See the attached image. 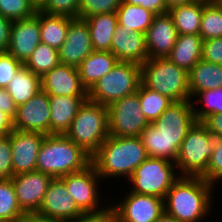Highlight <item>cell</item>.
I'll use <instances>...</instances> for the list:
<instances>
[{
    "label": "cell",
    "instance_id": "11",
    "mask_svg": "<svg viewBox=\"0 0 222 222\" xmlns=\"http://www.w3.org/2000/svg\"><path fill=\"white\" fill-rule=\"evenodd\" d=\"M124 195L110 203L113 222H155L164 213V199L132 191Z\"/></svg>",
    "mask_w": 222,
    "mask_h": 222
},
{
    "label": "cell",
    "instance_id": "45",
    "mask_svg": "<svg viewBox=\"0 0 222 222\" xmlns=\"http://www.w3.org/2000/svg\"><path fill=\"white\" fill-rule=\"evenodd\" d=\"M201 123L215 138H222V114L208 115Z\"/></svg>",
    "mask_w": 222,
    "mask_h": 222
},
{
    "label": "cell",
    "instance_id": "47",
    "mask_svg": "<svg viewBox=\"0 0 222 222\" xmlns=\"http://www.w3.org/2000/svg\"><path fill=\"white\" fill-rule=\"evenodd\" d=\"M12 22L0 14V52H7L8 50Z\"/></svg>",
    "mask_w": 222,
    "mask_h": 222
},
{
    "label": "cell",
    "instance_id": "17",
    "mask_svg": "<svg viewBox=\"0 0 222 222\" xmlns=\"http://www.w3.org/2000/svg\"><path fill=\"white\" fill-rule=\"evenodd\" d=\"M8 136L12 149L13 176L36 171L37 155L45 135L14 129Z\"/></svg>",
    "mask_w": 222,
    "mask_h": 222
},
{
    "label": "cell",
    "instance_id": "49",
    "mask_svg": "<svg viewBox=\"0 0 222 222\" xmlns=\"http://www.w3.org/2000/svg\"><path fill=\"white\" fill-rule=\"evenodd\" d=\"M13 130V120L0 111V137L8 136Z\"/></svg>",
    "mask_w": 222,
    "mask_h": 222
},
{
    "label": "cell",
    "instance_id": "48",
    "mask_svg": "<svg viewBox=\"0 0 222 222\" xmlns=\"http://www.w3.org/2000/svg\"><path fill=\"white\" fill-rule=\"evenodd\" d=\"M66 222H113L111 211L103 214H86L81 218Z\"/></svg>",
    "mask_w": 222,
    "mask_h": 222
},
{
    "label": "cell",
    "instance_id": "52",
    "mask_svg": "<svg viewBox=\"0 0 222 222\" xmlns=\"http://www.w3.org/2000/svg\"><path fill=\"white\" fill-rule=\"evenodd\" d=\"M155 222H178V221L164 212Z\"/></svg>",
    "mask_w": 222,
    "mask_h": 222
},
{
    "label": "cell",
    "instance_id": "40",
    "mask_svg": "<svg viewBox=\"0 0 222 222\" xmlns=\"http://www.w3.org/2000/svg\"><path fill=\"white\" fill-rule=\"evenodd\" d=\"M80 0H46L39 9L45 14L78 18V6Z\"/></svg>",
    "mask_w": 222,
    "mask_h": 222
},
{
    "label": "cell",
    "instance_id": "20",
    "mask_svg": "<svg viewBox=\"0 0 222 222\" xmlns=\"http://www.w3.org/2000/svg\"><path fill=\"white\" fill-rule=\"evenodd\" d=\"M178 32L169 13L155 15L145 33L148 59L167 58L177 40Z\"/></svg>",
    "mask_w": 222,
    "mask_h": 222
},
{
    "label": "cell",
    "instance_id": "43",
    "mask_svg": "<svg viewBox=\"0 0 222 222\" xmlns=\"http://www.w3.org/2000/svg\"><path fill=\"white\" fill-rule=\"evenodd\" d=\"M202 59L222 65V37L203 40Z\"/></svg>",
    "mask_w": 222,
    "mask_h": 222
},
{
    "label": "cell",
    "instance_id": "12",
    "mask_svg": "<svg viewBox=\"0 0 222 222\" xmlns=\"http://www.w3.org/2000/svg\"><path fill=\"white\" fill-rule=\"evenodd\" d=\"M37 214L59 221H72L86 215L69 195L61 178H53Z\"/></svg>",
    "mask_w": 222,
    "mask_h": 222
},
{
    "label": "cell",
    "instance_id": "37",
    "mask_svg": "<svg viewBox=\"0 0 222 222\" xmlns=\"http://www.w3.org/2000/svg\"><path fill=\"white\" fill-rule=\"evenodd\" d=\"M36 11L29 0H0V14L11 21L32 17Z\"/></svg>",
    "mask_w": 222,
    "mask_h": 222
},
{
    "label": "cell",
    "instance_id": "38",
    "mask_svg": "<svg viewBox=\"0 0 222 222\" xmlns=\"http://www.w3.org/2000/svg\"><path fill=\"white\" fill-rule=\"evenodd\" d=\"M122 0H80L78 18L85 19L92 15L115 13Z\"/></svg>",
    "mask_w": 222,
    "mask_h": 222
},
{
    "label": "cell",
    "instance_id": "13",
    "mask_svg": "<svg viewBox=\"0 0 222 222\" xmlns=\"http://www.w3.org/2000/svg\"><path fill=\"white\" fill-rule=\"evenodd\" d=\"M13 127L19 131L50 134V103L45 91L40 90L28 102L17 106Z\"/></svg>",
    "mask_w": 222,
    "mask_h": 222
},
{
    "label": "cell",
    "instance_id": "5",
    "mask_svg": "<svg viewBox=\"0 0 222 222\" xmlns=\"http://www.w3.org/2000/svg\"><path fill=\"white\" fill-rule=\"evenodd\" d=\"M142 83L173 102L190 100L188 72L168 58H151L141 65Z\"/></svg>",
    "mask_w": 222,
    "mask_h": 222
},
{
    "label": "cell",
    "instance_id": "33",
    "mask_svg": "<svg viewBox=\"0 0 222 222\" xmlns=\"http://www.w3.org/2000/svg\"><path fill=\"white\" fill-rule=\"evenodd\" d=\"M190 101L196 122H201L208 115L222 114V87L194 93Z\"/></svg>",
    "mask_w": 222,
    "mask_h": 222
},
{
    "label": "cell",
    "instance_id": "41",
    "mask_svg": "<svg viewBox=\"0 0 222 222\" xmlns=\"http://www.w3.org/2000/svg\"><path fill=\"white\" fill-rule=\"evenodd\" d=\"M23 63L8 52H0V88L6 89Z\"/></svg>",
    "mask_w": 222,
    "mask_h": 222
},
{
    "label": "cell",
    "instance_id": "21",
    "mask_svg": "<svg viewBox=\"0 0 222 222\" xmlns=\"http://www.w3.org/2000/svg\"><path fill=\"white\" fill-rule=\"evenodd\" d=\"M110 52L118 61L142 65L148 60L145 34L127 30L118 24L112 37Z\"/></svg>",
    "mask_w": 222,
    "mask_h": 222
},
{
    "label": "cell",
    "instance_id": "22",
    "mask_svg": "<svg viewBox=\"0 0 222 222\" xmlns=\"http://www.w3.org/2000/svg\"><path fill=\"white\" fill-rule=\"evenodd\" d=\"M88 97L49 96L50 134H65Z\"/></svg>",
    "mask_w": 222,
    "mask_h": 222
},
{
    "label": "cell",
    "instance_id": "29",
    "mask_svg": "<svg viewBox=\"0 0 222 222\" xmlns=\"http://www.w3.org/2000/svg\"><path fill=\"white\" fill-rule=\"evenodd\" d=\"M204 0H194L171 8L168 13L172 16L178 34H199Z\"/></svg>",
    "mask_w": 222,
    "mask_h": 222
},
{
    "label": "cell",
    "instance_id": "10",
    "mask_svg": "<svg viewBox=\"0 0 222 222\" xmlns=\"http://www.w3.org/2000/svg\"><path fill=\"white\" fill-rule=\"evenodd\" d=\"M107 109L110 136L139 137L150 124L142 113L137 92L116 100Z\"/></svg>",
    "mask_w": 222,
    "mask_h": 222
},
{
    "label": "cell",
    "instance_id": "1",
    "mask_svg": "<svg viewBox=\"0 0 222 222\" xmlns=\"http://www.w3.org/2000/svg\"><path fill=\"white\" fill-rule=\"evenodd\" d=\"M215 189L201 176H180L164 198V212L178 222H204L213 211Z\"/></svg>",
    "mask_w": 222,
    "mask_h": 222
},
{
    "label": "cell",
    "instance_id": "25",
    "mask_svg": "<svg viewBox=\"0 0 222 222\" xmlns=\"http://www.w3.org/2000/svg\"><path fill=\"white\" fill-rule=\"evenodd\" d=\"M88 25L95 51H110L113 34L118 25L117 14L104 13L84 19Z\"/></svg>",
    "mask_w": 222,
    "mask_h": 222
},
{
    "label": "cell",
    "instance_id": "9",
    "mask_svg": "<svg viewBox=\"0 0 222 222\" xmlns=\"http://www.w3.org/2000/svg\"><path fill=\"white\" fill-rule=\"evenodd\" d=\"M69 195L85 214H103L110 212V203H103L100 188L101 177L93 164L86 169L61 177ZM101 196V197H100ZM103 204H102V203ZM108 204V205H107Z\"/></svg>",
    "mask_w": 222,
    "mask_h": 222
},
{
    "label": "cell",
    "instance_id": "18",
    "mask_svg": "<svg viewBox=\"0 0 222 222\" xmlns=\"http://www.w3.org/2000/svg\"><path fill=\"white\" fill-rule=\"evenodd\" d=\"M39 43H41L39 10L32 17L12 22L7 52L13 57L24 64Z\"/></svg>",
    "mask_w": 222,
    "mask_h": 222
},
{
    "label": "cell",
    "instance_id": "42",
    "mask_svg": "<svg viewBox=\"0 0 222 222\" xmlns=\"http://www.w3.org/2000/svg\"><path fill=\"white\" fill-rule=\"evenodd\" d=\"M12 176V149L10 137H0V179H10Z\"/></svg>",
    "mask_w": 222,
    "mask_h": 222
},
{
    "label": "cell",
    "instance_id": "26",
    "mask_svg": "<svg viewBox=\"0 0 222 222\" xmlns=\"http://www.w3.org/2000/svg\"><path fill=\"white\" fill-rule=\"evenodd\" d=\"M190 97L194 93L222 87V65L201 59L189 72Z\"/></svg>",
    "mask_w": 222,
    "mask_h": 222
},
{
    "label": "cell",
    "instance_id": "7",
    "mask_svg": "<svg viewBox=\"0 0 222 222\" xmlns=\"http://www.w3.org/2000/svg\"><path fill=\"white\" fill-rule=\"evenodd\" d=\"M214 140L215 137L201 122H195L182 141L176 157V170L180 176H202L206 172Z\"/></svg>",
    "mask_w": 222,
    "mask_h": 222
},
{
    "label": "cell",
    "instance_id": "4",
    "mask_svg": "<svg viewBox=\"0 0 222 222\" xmlns=\"http://www.w3.org/2000/svg\"><path fill=\"white\" fill-rule=\"evenodd\" d=\"M65 135L93 156L109 136L107 106L85 100Z\"/></svg>",
    "mask_w": 222,
    "mask_h": 222
},
{
    "label": "cell",
    "instance_id": "39",
    "mask_svg": "<svg viewBox=\"0 0 222 222\" xmlns=\"http://www.w3.org/2000/svg\"><path fill=\"white\" fill-rule=\"evenodd\" d=\"M201 177L215 186L222 182V138H215L212 156Z\"/></svg>",
    "mask_w": 222,
    "mask_h": 222
},
{
    "label": "cell",
    "instance_id": "2",
    "mask_svg": "<svg viewBox=\"0 0 222 222\" xmlns=\"http://www.w3.org/2000/svg\"><path fill=\"white\" fill-rule=\"evenodd\" d=\"M148 158L140 137L108 136L101 144L99 150L92 156L101 179L116 177L127 178L133 171Z\"/></svg>",
    "mask_w": 222,
    "mask_h": 222
},
{
    "label": "cell",
    "instance_id": "34",
    "mask_svg": "<svg viewBox=\"0 0 222 222\" xmlns=\"http://www.w3.org/2000/svg\"><path fill=\"white\" fill-rule=\"evenodd\" d=\"M142 113L149 123H153L173 103L167 96L147 88L142 82L137 90Z\"/></svg>",
    "mask_w": 222,
    "mask_h": 222
},
{
    "label": "cell",
    "instance_id": "44",
    "mask_svg": "<svg viewBox=\"0 0 222 222\" xmlns=\"http://www.w3.org/2000/svg\"><path fill=\"white\" fill-rule=\"evenodd\" d=\"M125 3L139 5L151 11L155 15L168 13L167 6L164 0H122Z\"/></svg>",
    "mask_w": 222,
    "mask_h": 222
},
{
    "label": "cell",
    "instance_id": "16",
    "mask_svg": "<svg viewBox=\"0 0 222 222\" xmlns=\"http://www.w3.org/2000/svg\"><path fill=\"white\" fill-rule=\"evenodd\" d=\"M41 90L48 96L88 97L77 67L59 63L41 77Z\"/></svg>",
    "mask_w": 222,
    "mask_h": 222
},
{
    "label": "cell",
    "instance_id": "28",
    "mask_svg": "<svg viewBox=\"0 0 222 222\" xmlns=\"http://www.w3.org/2000/svg\"><path fill=\"white\" fill-rule=\"evenodd\" d=\"M16 106L28 102L41 90V77L24 65L6 87Z\"/></svg>",
    "mask_w": 222,
    "mask_h": 222
},
{
    "label": "cell",
    "instance_id": "15",
    "mask_svg": "<svg viewBox=\"0 0 222 222\" xmlns=\"http://www.w3.org/2000/svg\"><path fill=\"white\" fill-rule=\"evenodd\" d=\"M196 119L190 100L173 102L152 124L166 139H177L179 148Z\"/></svg>",
    "mask_w": 222,
    "mask_h": 222
},
{
    "label": "cell",
    "instance_id": "3",
    "mask_svg": "<svg viewBox=\"0 0 222 222\" xmlns=\"http://www.w3.org/2000/svg\"><path fill=\"white\" fill-rule=\"evenodd\" d=\"M91 164L92 156L65 134H48L37 155L36 171L61 178L82 171Z\"/></svg>",
    "mask_w": 222,
    "mask_h": 222
},
{
    "label": "cell",
    "instance_id": "31",
    "mask_svg": "<svg viewBox=\"0 0 222 222\" xmlns=\"http://www.w3.org/2000/svg\"><path fill=\"white\" fill-rule=\"evenodd\" d=\"M118 24L141 33H146L152 24L154 13L139 5L121 2L116 11Z\"/></svg>",
    "mask_w": 222,
    "mask_h": 222
},
{
    "label": "cell",
    "instance_id": "36",
    "mask_svg": "<svg viewBox=\"0 0 222 222\" xmlns=\"http://www.w3.org/2000/svg\"><path fill=\"white\" fill-rule=\"evenodd\" d=\"M25 213L20 209L10 179H0V222H18Z\"/></svg>",
    "mask_w": 222,
    "mask_h": 222
},
{
    "label": "cell",
    "instance_id": "23",
    "mask_svg": "<svg viewBox=\"0 0 222 222\" xmlns=\"http://www.w3.org/2000/svg\"><path fill=\"white\" fill-rule=\"evenodd\" d=\"M118 63L110 51H93L77 67L82 85L89 91Z\"/></svg>",
    "mask_w": 222,
    "mask_h": 222
},
{
    "label": "cell",
    "instance_id": "32",
    "mask_svg": "<svg viewBox=\"0 0 222 222\" xmlns=\"http://www.w3.org/2000/svg\"><path fill=\"white\" fill-rule=\"evenodd\" d=\"M199 35L203 40L222 37V0H204Z\"/></svg>",
    "mask_w": 222,
    "mask_h": 222
},
{
    "label": "cell",
    "instance_id": "46",
    "mask_svg": "<svg viewBox=\"0 0 222 222\" xmlns=\"http://www.w3.org/2000/svg\"><path fill=\"white\" fill-rule=\"evenodd\" d=\"M17 106L6 89L0 88V111L15 119Z\"/></svg>",
    "mask_w": 222,
    "mask_h": 222
},
{
    "label": "cell",
    "instance_id": "19",
    "mask_svg": "<svg viewBox=\"0 0 222 222\" xmlns=\"http://www.w3.org/2000/svg\"><path fill=\"white\" fill-rule=\"evenodd\" d=\"M88 25L84 19H73L66 33V39L58 49L59 62L78 67L93 52Z\"/></svg>",
    "mask_w": 222,
    "mask_h": 222
},
{
    "label": "cell",
    "instance_id": "24",
    "mask_svg": "<svg viewBox=\"0 0 222 222\" xmlns=\"http://www.w3.org/2000/svg\"><path fill=\"white\" fill-rule=\"evenodd\" d=\"M202 49L203 38L199 34H178L167 58L189 72L202 59Z\"/></svg>",
    "mask_w": 222,
    "mask_h": 222
},
{
    "label": "cell",
    "instance_id": "51",
    "mask_svg": "<svg viewBox=\"0 0 222 222\" xmlns=\"http://www.w3.org/2000/svg\"><path fill=\"white\" fill-rule=\"evenodd\" d=\"M165 4L167 6V9L170 10L171 8L183 4H188L190 2H193L194 0H164Z\"/></svg>",
    "mask_w": 222,
    "mask_h": 222
},
{
    "label": "cell",
    "instance_id": "8",
    "mask_svg": "<svg viewBox=\"0 0 222 222\" xmlns=\"http://www.w3.org/2000/svg\"><path fill=\"white\" fill-rule=\"evenodd\" d=\"M175 169L176 164L169 160L148 157L127 180L131 185L128 191L164 199L168 190L180 177Z\"/></svg>",
    "mask_w": 222,
    "mask_h": 222
},
{
    "label": "cell",
    "instance_id": "6",
    "mask_svg": "<svg viewBox=\"0 0 222 222\" xmlns=\"http://www.w3.org/2000/svg\"><path fill=\"white\" fill-rule=\"evenodd\" d=\"M141 82V65L118 61L112 70L88 91V99L108 106L116 100L137 92Z\"/></svg>",
    "mask_w": 222,
    "mask_h": 222
},
{
    "label": "cell",
    "instance_id": "27",
    "mask_svg": "<svg viewBox=\"0 0 222 222\" xmlns=\"http://www.w3.org/2000/svg\"><path fill=\"white\" fill-rule=\"evenodd\" d=\"M139 137L148 157L162 158L175 163L179 151L177 139H166L152 123L141 132Z\"/></svg>",
    "mask_w": 222,
    "mask_h": 222
},
{
    "label": "cell",
    "instance_id": "53",
    "mask_svg": "<svg viewBox=\"0 0 222 222\" xmlns=\"http://www.w3.org/2000/svg\"><path fill=\"white\" fill-rule=\"evenodd\" d=\"M34 7L39 10L45 3L46 0H29Z\"/></svg>",
    "mask_w": 222,
    "mask_h": 222
},
{
    "label": "cell",
    "instance_id": "14",
    "mask_svg": "<svg viewBox=\"0 0 222 222\" xmlns=\"http://www.w3.org/2000/svg\"><path fill=\"white\" fill-rule=\"evenodd\" d=\"M53 178L40 171H31L11 177L20 209L24 213H37L48 185Z\"/></svg>",
    "mask_w": 222,
    "mask_h": 222
},
{
    "label": "cell",
    "instance_id": "50",
    "mask_svg": "<svg viewBox=\"0 0 222 222\" xmlns=\"http://www.w3.org/2000/svg\"><path fill=\"white\" fill-rule=\"evenodd\" d=\"M18 222H63L37 213H25Z\"/></svg>",
    "mask_w": 222,
    "mask_h": 222
},
{
    "label": "cell",
    "instance_id": "35",
    "mask_svg": "<svg viewBox=\"0 0 222 222\" xmlns=\"http://www.w3.org/2000/svg\"><path fill=\"white\" fill-rule=\"evenodd\" d=\"M58 50L44 43H39L29 59L23 64L34 74L42 77L59 64Z\"/></svg>",
    "mask_w": 222,
    "mask_h": 222
},
{
    "label": "cell",
    "instance_id": "30",
    "mask_svg": "<svg viewBox=\"0 0 222 222\" xmlns=\"http://www.w3.org/2000/svg\"><path fill=\"white\" fill-rule=\"evenodd\" d=\"M73 18L49 15L39 10L41 43L59 49L66 39V33Z\"/></svg>",
    "mask_w": 222,
    "mask_h": 222
}]
</instances>
